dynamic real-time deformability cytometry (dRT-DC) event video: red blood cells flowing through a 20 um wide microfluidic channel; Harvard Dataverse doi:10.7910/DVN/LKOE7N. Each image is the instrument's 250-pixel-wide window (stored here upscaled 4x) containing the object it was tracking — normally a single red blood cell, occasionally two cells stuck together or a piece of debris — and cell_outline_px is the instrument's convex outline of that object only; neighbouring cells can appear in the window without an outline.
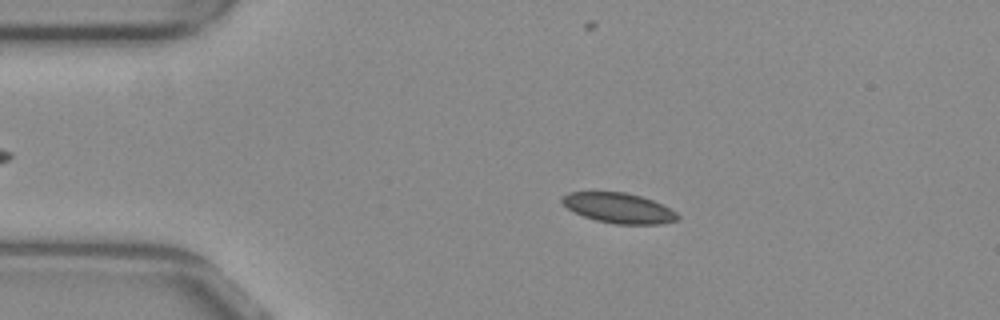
{"species": "common noctule bat (a hibernating species)", "species_latin": "Nyctalus noctula", "temperature_condition": "warm", "stored_images_in_passage": 53, "camera_frame_rate_fps": 3000, "um_per_image_px": 0.085, "animal": {"sex": "female", "body_mass_g": 29.2, "forearm_length_mm": 56.3}, "frame": {"image": 1, "passage_image": 10, "time_ms": 3.0, "image_size_px": [1000, 320], "cell_outline_px": [[680, 220], [664, 224], [616, 224], [596, 220], [584, 216], [568, 208], [560, 200], [560, 196], [568, 192], [624, 192], [640, 196], [652, 200], [676, 212], [680, 216]], "centroid_in_image_um": [52.6, 17.68], "position_along_channel_um": 32.4, "area_um2": 20.23}}
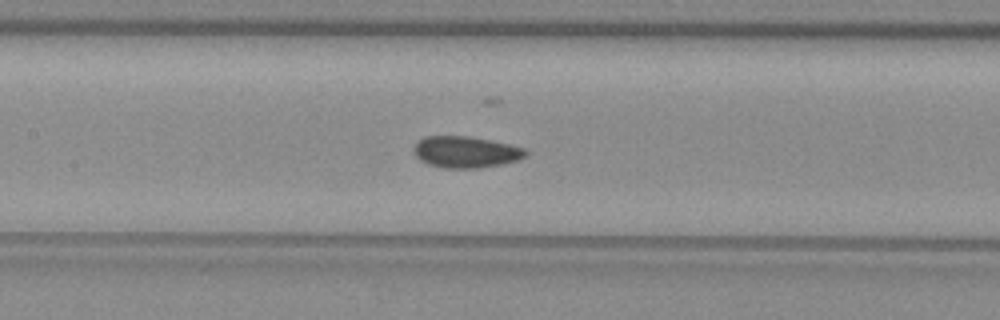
{"frame": {"image": 2, "passage_image": 24, "time_ms": 7.667, "image_size_px": [1000, 320], "cell_outline_px": [[528, 152], [524, 156], [516, 160], [500, 164], [480, 168], [444, 168], [428, 164], [420, 160], [412, 152], [412, 148], [424, 136], [468, 136], [508, 144], [524, 148]], "centroid_in_image_um": [39.53, 12.92], "position_along_channel_um": 167.9, "area_um2": 20.35}}
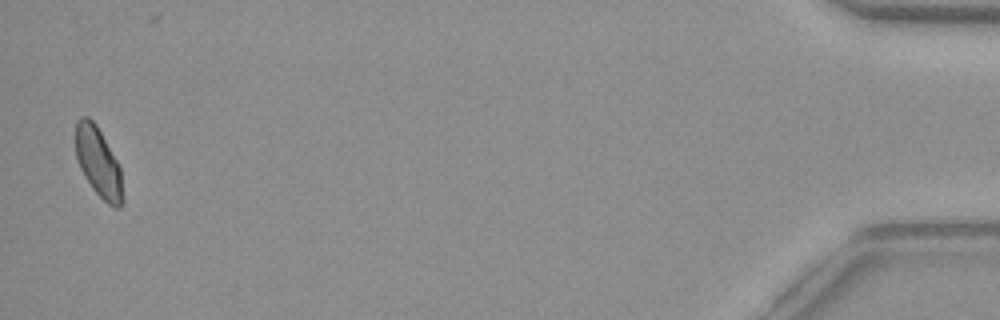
{"frame": {"image": 3, "passage_image": 52, "time_ms": 17.0, "image_size_px": [1000, 320], "cell_outline_px": [[124, 200], [120, 208], [116, 208], [108, 204], [92, 188], [84, 176], [80, 168], [76, 156], [76, 120], [80, 116], [88, 116], [96, 124], [116, 160], [120, 168]], "centroid_in_image_um": [8.36, 13.81], "position_along_channel_um": 426.8, "area_um2": 19.02}, "authors_computed_cell_mechanics": {"area_um2": 20.1722, "velocity_mm_per_s": 3.8343, "shape_relaxation_time_tau1_ms": null, "shape_relaxation_time_tau2_ms": 1.0781, "deformation_change_tau1": null, "deformation_change_tau2": 0.0555}}